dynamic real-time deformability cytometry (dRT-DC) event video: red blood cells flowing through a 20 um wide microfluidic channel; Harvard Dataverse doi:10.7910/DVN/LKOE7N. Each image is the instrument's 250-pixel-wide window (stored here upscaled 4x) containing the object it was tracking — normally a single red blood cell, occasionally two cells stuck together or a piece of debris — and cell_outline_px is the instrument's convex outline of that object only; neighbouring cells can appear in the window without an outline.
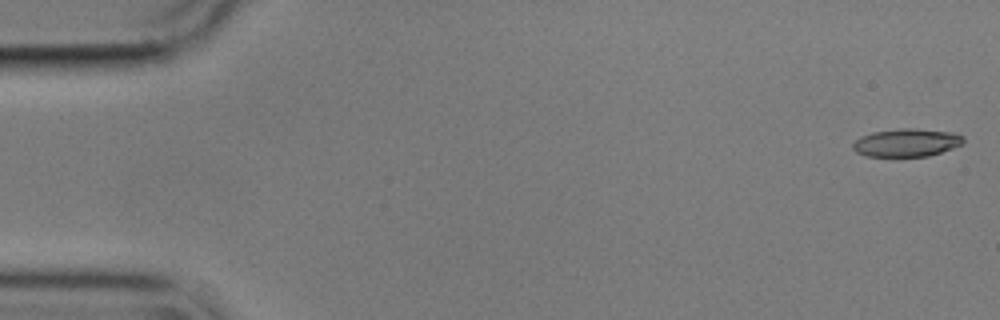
{"species": "common noctule bat (a hibernating species)", "species_latin": "Nyctalus noctula", "temperature_condition": "cold", "stored_images_in_passage": 55, "camera_frame_rate_fps": 3000, "um_per_image_px": 0.085, "animal": {"sex": "male", "body_mass_g": 17.9}, "frame": {"image": 1, "passage_image": 1, "time_ms": 0.0, "image_size_px": [1000, 320], "cell_outline_px": [[964, 144], [928, 156], [864, 156], [856, 152], [852, 148], [852, 144], [860, 136], [872, 132], [904, 128], [912, 128], [952, 132], [964, 136]], "centroid_in_image_um": [77.05, 12.12], "position_along_channel_um": 7.9, "area_um2": 18.03}}
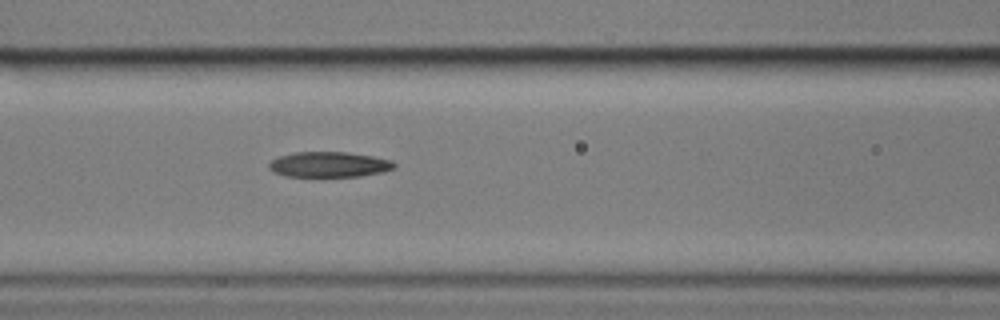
{"frame": {"image": 2, "passage_image": 23, "time_ms": 7.333, "image_size_px": [1000, 320], "cell_outline_px": [[396, 164], [392, 168], [384, 172], [360, 176], [284, 176], [272, 172], [268, 168], [268, 164], [272, 160], [280, 156], [296, 152], [344, 152], [372, 156], [392, 160]], "centroid_in_image_um": [27.95, 13.98], "position_along_channel_um": 138.7, "area_um2": 18.44}}
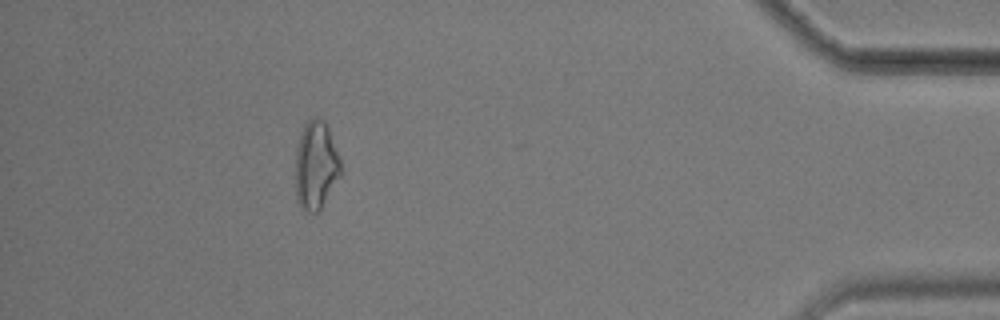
{"frame": {"image": 3, "passage_image": 50, "time_ms": 16.333, "image_size_px": [1000, 320], "cell_outline_px": [[340, 176], [320, 208], [316, 212], [308, 212], [300, 208], [296, 200], [296, 148], [300, 132], [304, 124], [312, 116], [316, 116], [324, 120], [328, 128], [340, 160]], "centroid_in_image_um": [26.82, 14.02], "position_along_channel_um": 408.4, "area_um2": 23.18}, "authors_computed_cell_mechanics": {"area_um2": 19.074, "velocity_mm_per_s": 3.5891, "shape_relaxation_time_tau1_ms": 7.3818, "shape_relaxation_time_tau2_ms": 5.75, "deformation_change_tau1": 0.1889, "deformation_change_tau2": 0.1632}}